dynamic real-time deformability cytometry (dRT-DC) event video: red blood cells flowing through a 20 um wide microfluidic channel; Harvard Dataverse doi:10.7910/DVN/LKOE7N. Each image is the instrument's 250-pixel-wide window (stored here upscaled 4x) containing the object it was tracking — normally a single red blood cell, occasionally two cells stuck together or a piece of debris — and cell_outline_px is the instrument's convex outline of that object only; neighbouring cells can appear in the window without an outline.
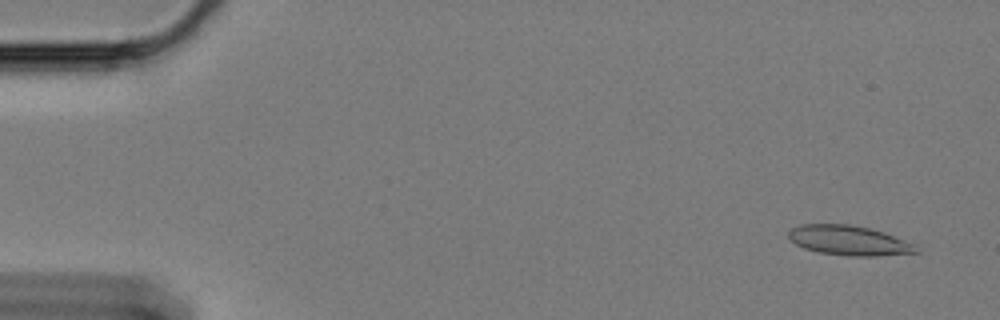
{"species": "Egyptian fruit bat (a non-hibernating species)", "species_latin": "Rousettus aegyptiacus", "temperature_condition": "cold", "stored_images_in_passage": 61, "camera_frame_rate_fps": 3000, "um_per_image_px": 0.085, "animal": {"sex": "female"}, "frame": {"image": 1, "passage_image": 4, "time_ms": 1.0, "image_size_px": [1000, 320], "cell_outline_px": [[920, 252], [872, 256], [848, 256], [820, 252], [804, 248], [796, 244], [788, 236], [788, 232], [792, 228], [800, 224], [848, 224], [868, 228], [884, 232], [916, 244]], "centroid_in_image_um": [72.18, 20.43], "position_along_channel_um": 12.8, "area_um2": 22.02}}
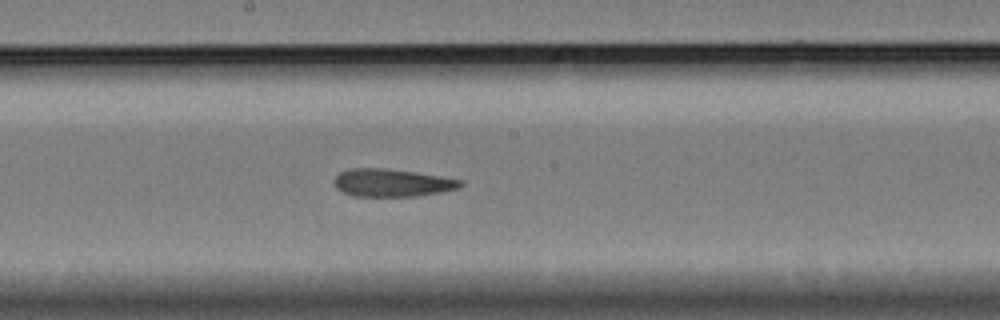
{"frame": {"image": 2, "passage_image": 33, "time_ms": 10.667, "image_size_px": [1000, 320], "cell_outline_px": [[464, 184], [460, 188], [440, 192], [416, 196], [352, 196], [336, 188], [332, 180], [340, 172], [348, 168], [388, 168], [440, 176], [464, 180]], "centroid_in_image_um": [33.32, 15.53], "position_along_channel_um": 214.9, "area_um2": 20.58}}
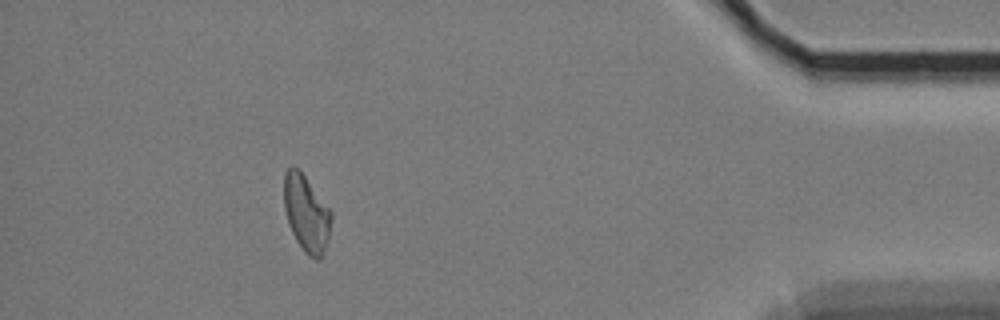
{"frame": {"image": 3, "passage_image": 55, "time_ms": 18.0, "image_size_px": [1000, 320], "cell_outline_px": [[332, 220], [328, 236], [320, 260], [316, 260], [308, 256], [304, 252], [296, 240], [288, 224], [284, 208], [284, 172], [292, 164], [300, 168], [332, 212]], "centroid_in_image_um": [26.02, 18.09], "position_along_channel_um": 409.2, "area_um2": 21.33}, "authors_computed_cell_mechanics": {"area_um2": 21.3282, "velocity_mm_per_s": 3.3298, "shape_relaxation_time_tau1_ms": null, "shape_relaxation_time_tau2_ms": 4.4208, "deformation_change_tau1": null, "deformation_change_tau2": 0.1195}}